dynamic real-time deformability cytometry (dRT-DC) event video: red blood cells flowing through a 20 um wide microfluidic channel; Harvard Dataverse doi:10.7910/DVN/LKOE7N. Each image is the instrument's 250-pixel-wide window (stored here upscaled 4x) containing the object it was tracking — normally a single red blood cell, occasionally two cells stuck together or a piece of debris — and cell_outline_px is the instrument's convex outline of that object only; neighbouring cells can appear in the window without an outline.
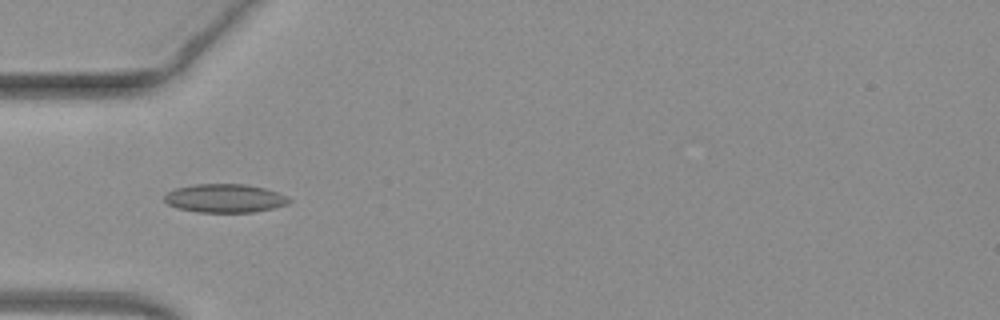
{"species": "common noctule bat (a hibernating species)", "species_latin": "Nyctalus noctula", "temperature_condition": "warm", "stored_images_in_passage": 37, "camera_frame_rate_fps": 3000, "um_per_image_px": 0.085, "animal": {"sex": "female", "body_mass_g": 19.3, "forearm_length_mm": 54.1}, "frame": {"image": 1, "passage_image": 3, "time_ms": 0.667, "image_size_px": [1000, 320], "cell_outline_px": [[292, 200], [288, 204], [272, 208], [252, 212], [196, 212], [176, 208], [168, 204], [164, 200], [164, 196], [168, 192], [176, 188], [192, 184], [244, 184], [264, 188], [288, 196]], "centroid_in_image_um": [19.1, 16.85], "position_along_channel_um": 65.9, "area_um2": 20.75}}
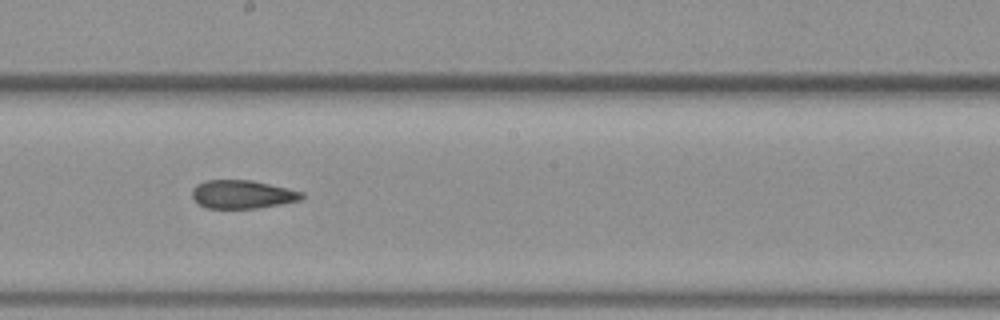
{"frame": {"image": 2, "passage_image": 15, "time_ms": 4.667, "image_size_px": [1000, 320], "cell_outline_px": [[304, 196], [300, 200], [260, 208], [208, 208], [200, 204], [192, 196], [192, 188], [196, 184], [204, 180], [252, 180], [288, 188], [304, 192]], "centroid_in_image_um": [20.61, 16.51], "position_along_channel_um": 227.6, "area_um2": 18.15}}
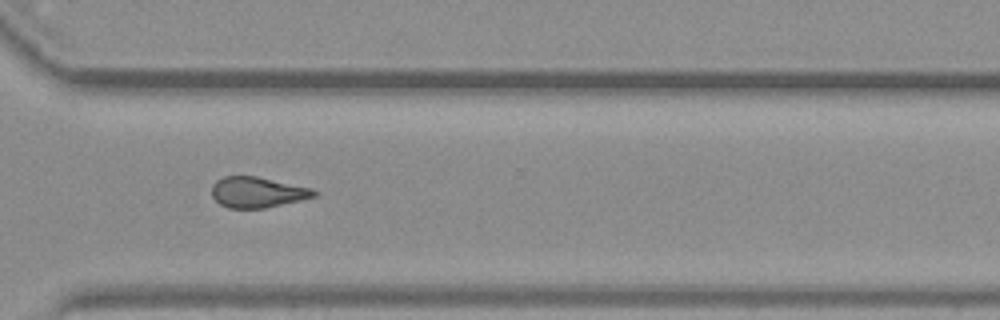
{"frame": {"image": 3, "passage_image": 24, "time_ms": 7.667, "image_size_px": [1000, 320], "cell_outline_px": [[320, 192], [316, 196], [300, 200], [264, 208], [228, 208], [220, 204], [212, 196], [212, 184], [216, 180], [224, 176], [256, 176], [312, 188]], "centroid_in_image_um": [21.88, 16.33], "position_along_channel_um": 348.7, "area_um2": 18.26}, "authors_computed_cell_mechanics": {"area_um2": 18.7272, "velocity_mm_per_s": 4.0411, "shape_relaxation_time_tau1_ms": null, "shape_relaxation_time_tau2_ms": 2.4427, "deformation_change_tau1": null, "deformation_change_tau2": 0.1054}}